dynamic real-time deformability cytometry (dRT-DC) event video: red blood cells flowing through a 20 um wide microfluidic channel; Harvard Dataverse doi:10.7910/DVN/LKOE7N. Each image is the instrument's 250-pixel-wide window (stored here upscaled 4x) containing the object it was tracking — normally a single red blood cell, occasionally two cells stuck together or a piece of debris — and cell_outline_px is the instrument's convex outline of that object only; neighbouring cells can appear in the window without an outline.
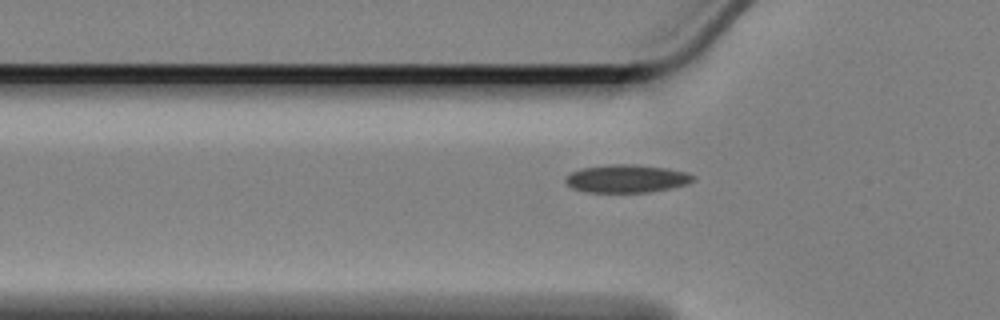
{"species": "Egyptian fruit bat (a non-hibernating species)", "species_latin": "Rousettus aegyptiacus", "temperature_condition": "cold", "stored_images_in_passage": 39, "camera_frame_rate_fps": 3000, "um_per_image_px": 0.085, "animal": {"sex": "female"}, "frame": {"image": 1, "passage_image": 2, "time_ms": 0.333, "image_size_px": [1000, 320], "cell_outline_px": [[696, 180], [672, 188], [648, 192], [588, 192], [572, 188], [564, 180], [572, 172], [580, 168], [608, 164], [636, 164], [668, 168], [688, 172], [696, 176]], "centroid_in_image_um": [53.3, 15.17], "position_along_channel_um": 72.5, "area_um2": 20.92}}
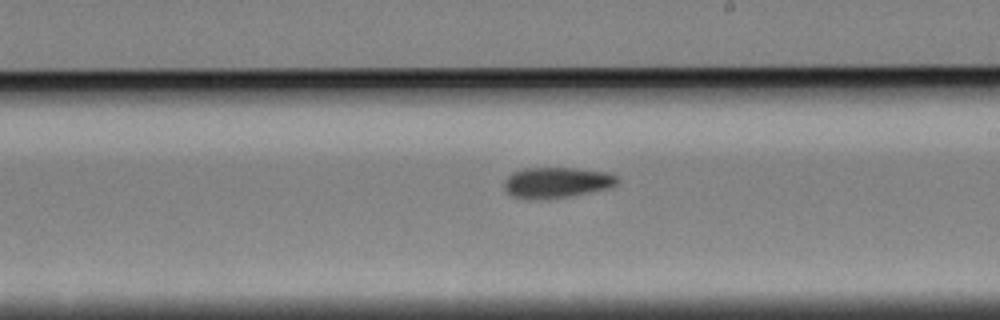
{"frame": {"image": 2, "passage_image": 17, "time_ms": 5.333, "image_size_px": [1000, 320], "cell_outline_px": [[620, 180], [612, 188], [572, 196], [548, 200], [528, 200], [512, 196], [504, 188], [504, 180], [512, 172], [524, 168], [576, 168], [608, 172], [620, 176]], "centroid_in_image_um": [47.35, 15.53], "position_along_channel_um": 241.6, "area_um2": 20.92}}
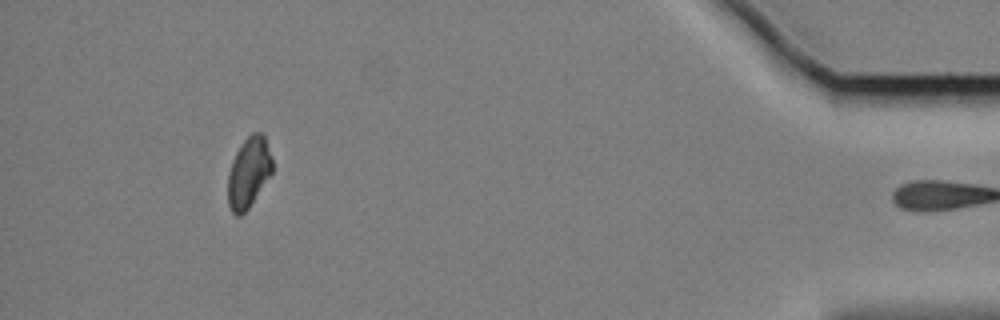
{"frame": {"image": 3, "passage_image": 38, "time_ms": 12.333, "image_size_px": [1000, 320], "cell_outline_px": [[272, 172], [248, 208], [240, 216], [236, 216], [232, 212], [228, 204], [228, 172], [232, 160], [240, 144], [252, 132], [260, 132], [264, 136], [272, 160]], "centroid_in_image_um": [21.11, 14.66], "position_along_channel_um": 414.1, "area_um2": 18.03}, "authors_computed_cell_mechanics": {"area_um2": 19.8832, "velocity_mm_per_s": 3.3638, "shape_relaxation_time_tau1_ms": 6.0725, "shape_relaxation_time_tau2_ms": 10.7107, "deformation_change_tau1": 0.0996, "deformation_change_tau2": 0.1198}}